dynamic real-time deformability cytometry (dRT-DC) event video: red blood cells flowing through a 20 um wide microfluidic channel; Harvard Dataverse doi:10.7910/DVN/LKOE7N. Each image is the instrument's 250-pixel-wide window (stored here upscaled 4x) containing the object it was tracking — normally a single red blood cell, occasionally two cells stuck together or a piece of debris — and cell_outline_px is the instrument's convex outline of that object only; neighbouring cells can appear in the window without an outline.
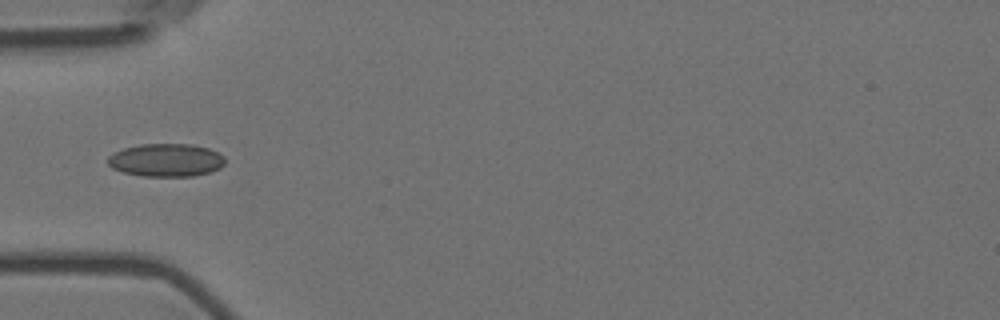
{"species": "Egyptian fruit bat (a non-hibernating species)", "species_latin": "Rousettus aegyptiacus", "temperature_condition": "room temperature", "stored_images_in_passage": 5, "camera_frame_rate_fps": 3000, "um_per_image_px": 0.085, "animal": {"sex": "female"}, "frame": {"image": 1, "passage_image": 3, "time_ms": 0.667, "image_size_px": [1000, 320], "cell_outline_px": [[224, 164], [220, 168], [212, 172], [192, 176], [144, 176], [124, 172], [112, 168], [108, 164], [108, 156], [112, 152], [124, 148], [140, 144], [192, 144], [208, 148], [224, 156]], "centroid_in_image_um": [14.11, 13.61], "position_along_channel_um": 70.9, "area_um2": 22.6}}
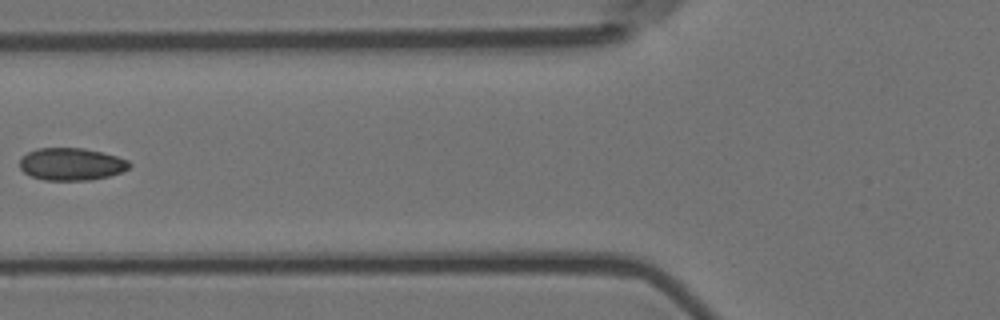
{"frame": {"image": 2, "passage_image": 4, "time_ms": 1.0, "image_size_px": [1000, 320], "cell_outline_px": [[132, 164], [128, 168], [120, 172], [108, 176], [92, 180], [44, 180], [32, 176], [24, 172], [20, 168], [20, 160], [28, 152], [36, 148], [84, 148], [116, 156], [128, 160]], "centroid_in_image_um": [6.06, 13.95], "position_along_channel_um": 119.7, "area_um2": 20.58}}
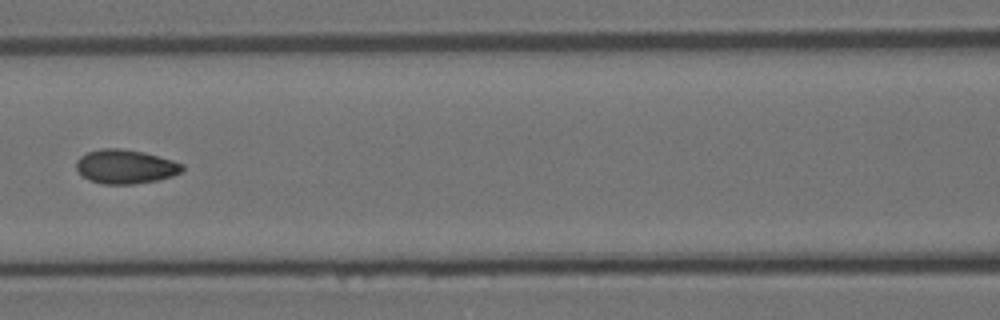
{"frame": {"image": 3, "passage_image": 5, "time_ms": 1.333, "image_size_px": [1000, 320], "cell_outline_px": [[184, 168], [180, 172], [172, 176], [156, 180], [132, 184], [104, 184], [88, 180], [76, 168], [76, 160], [80, 156], [88, 152], [100, 148], [120, 148], [144, 152], [172, 160], [184, 164]], "centroid_in_image_um": [10.65, 14.15], "position_along_channel_um": 156.0, "area_um2": 20.98}}